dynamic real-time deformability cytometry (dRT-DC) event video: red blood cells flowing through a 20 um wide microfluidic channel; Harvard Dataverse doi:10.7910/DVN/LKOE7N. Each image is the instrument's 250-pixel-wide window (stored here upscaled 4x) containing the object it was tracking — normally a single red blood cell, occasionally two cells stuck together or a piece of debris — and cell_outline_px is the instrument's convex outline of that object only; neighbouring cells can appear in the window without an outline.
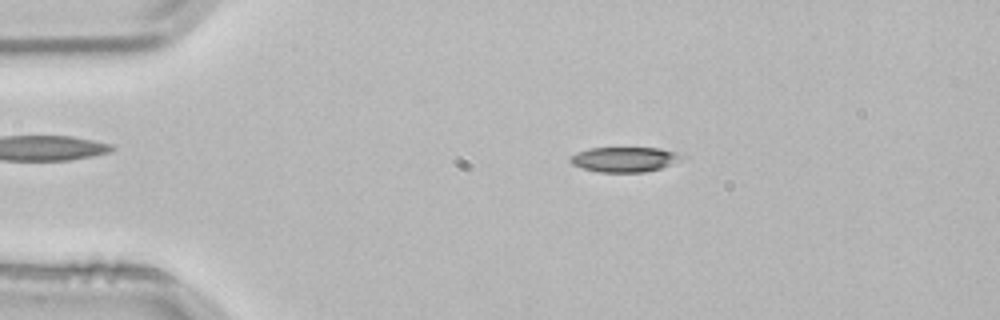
{"species": "common noctule bat (a hibernating species)", "species_latin": "Nyctalus noctula", "temperature_condition": "room temperature", "stored_images_in_passage": 2, "camera_frame_rate_fps": 3000, "um_per_image_px": 0.085, "animal": {"sex": "male", "body_mass_g": 21.5, "forearm_length_mm": 52.0}, "frame": {"image": 1, "passage_image": 1, "time_ms": 0.0, "image_size_px": [1000, 320], "cell_outline_px": [[692, 156], [660, 168], [644, 172], [600, 172], [584, 168], [572, 164], [568, 160], [576, 152], [588, 148], [660, 148]], "centroid_in_image_um": [53.15, 13.54], "position_along_channel_um": 31.8, "area_um2": 16.36}}
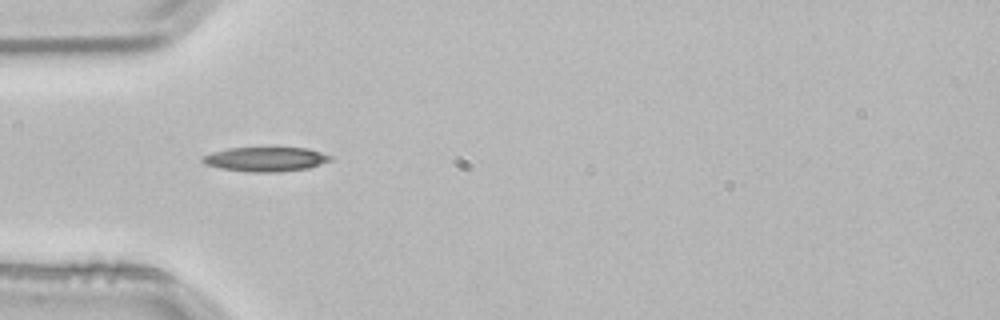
{"frame": {"image": 2, "passage_image": 2, "time_ms": 0.333, "image_size_px": [1000, 320], "cell_outline_px": [[332, 160], [308, 168], [280, 172], [252, 172], [220, 168], [204, 164], [200, 160], [204, 156], [212, 152], [228, 148], [308, 148], [332, 156]], "centroid_in_image_um": [22.57, 13.53], "position_along_channel_um": 62.4, "area_um2": 18.09}}